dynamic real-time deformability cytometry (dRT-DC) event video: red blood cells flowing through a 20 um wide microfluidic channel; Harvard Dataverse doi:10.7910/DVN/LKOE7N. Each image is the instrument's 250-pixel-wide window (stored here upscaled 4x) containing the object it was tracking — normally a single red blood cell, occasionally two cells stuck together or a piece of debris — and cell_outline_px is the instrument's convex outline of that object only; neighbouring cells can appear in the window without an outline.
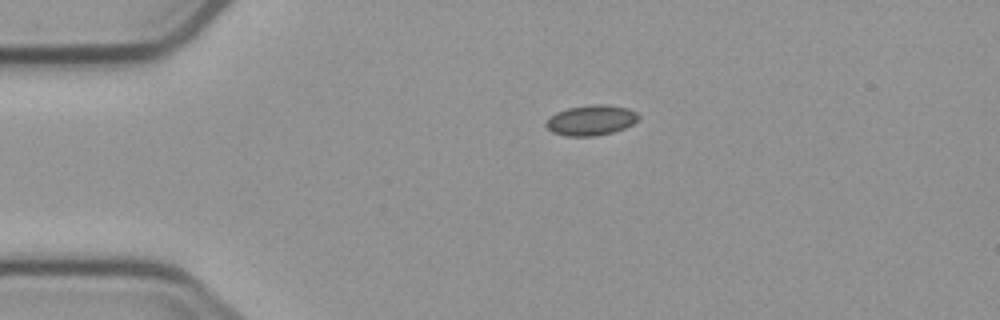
{"species": "common noctule bat (a hibernating species)", "species_latin": "Nyctalus noctula", "temperature_condition": "cold", "stored_images_in_passage": 2, "camera_frame_rate_fps": 3000, "um_per_image_px": 0.085, "animal": {"sex": "male", "body_mass_g": 23.1, "forearm_length_mm": 52.7}, "frame": {"image": 1, "passage_image": 1, "time_ms": 0.0, "image_size_px": [1000, 320], "cell_outline_px": [[640, 120], [624, 128], [612, 132], [596, 136], [564, 136], [552, 132], [544, 124], [556, 112], [568, 108], [596, 104], [604, 104], [628, 108], [636, 112], [640, 116]], "centroid_in_image_um": [50.27, 10.22], "position_along_channel_um": 34.7, "area_um2": 16.3}}